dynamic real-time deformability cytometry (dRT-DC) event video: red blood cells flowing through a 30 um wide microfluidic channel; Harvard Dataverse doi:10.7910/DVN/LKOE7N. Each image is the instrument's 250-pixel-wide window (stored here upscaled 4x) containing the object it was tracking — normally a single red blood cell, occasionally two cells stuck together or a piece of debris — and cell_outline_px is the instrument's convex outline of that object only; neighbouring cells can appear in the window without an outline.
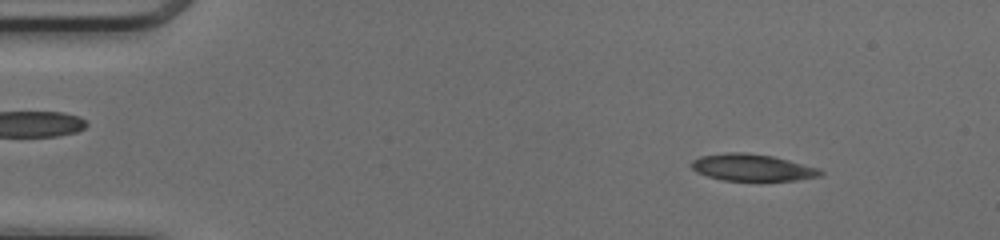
{"species": "common noctule bat (a hibernating species)", "species_latin": "Nyctalus noctula", "temperature_condition": "cold", "stored_images_in_passage": 49, "camera_frame_rate_fps": 3000, "um_per_image_px": 0.085, "animal": {"sex": "female", "body_mass_g": 17.0, "forearm_length_mm": 48.0}, "frame": {"image": 1, "passage_image": 6, "time_ms": 1.667, "image_size_px": [1000, 240], "cell_outline_px": [[824, 176], [796, 180], [724, 180], [708, 176], [696, 172], [692, 168], [692, 160], [700, 156], [728, 152], [744, 152], [772, 156], [820, 168], [824, 172]], "centroid_in_image_um": [63.98, 14.23], "position_along_channel_um": 21.0, "area_um2": 20.11}}
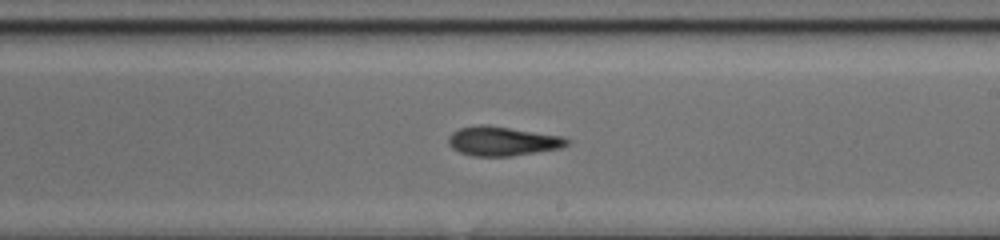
{"frame": {"image": 2, "passage_image": 29, "time_ms": 9.333, "image_size_px": [1000, 240], "cell_outline_px": [[572, 140], [568, 144], [560, 148], [512, 156], [472, 156], [460, 152], [452, 148], [448, 144], [448, 136], [452, 132], [460, 128], [476, 124], [488, 124], [564, 136]], "centroid_in_image_um": [42.71, 11.98], "position_along_channel_um": 246.3, "area_um2": 20.52}}
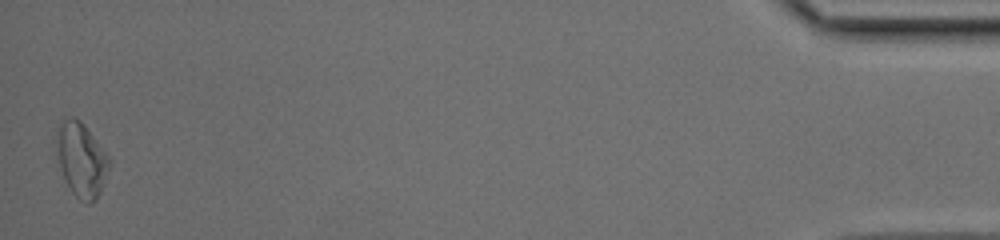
{"frame": {"image": 3, "passage_image": 49, "time_ms": 16.0, "image_size_px": [1000, 240], "cell_outline_px": [[112, 164], [104, 184], [96, 200], [88, 204], [80, 200], [72, 192], [60, 168], [56, 148], [56, 132], [64, 120], [72, 116], [80, 120], [84, 124], [112, 160]], "centroid_in_image_um": [6.95, 13.59], "position_along_channel_um": 428.2, "area_um2": 22.83}, "authors_computed_cell_mechanics": {"area_um2": 20.3456, "velocity_mm_per_s": 4.1615, "shape_relaxation_time_tau1_ms": 6.3755, "shape_relaxation_time_tau2_ms": 3.2978, "deformation_change_tau1": 0.209, "deformation_change_tau2": 0.1366}}